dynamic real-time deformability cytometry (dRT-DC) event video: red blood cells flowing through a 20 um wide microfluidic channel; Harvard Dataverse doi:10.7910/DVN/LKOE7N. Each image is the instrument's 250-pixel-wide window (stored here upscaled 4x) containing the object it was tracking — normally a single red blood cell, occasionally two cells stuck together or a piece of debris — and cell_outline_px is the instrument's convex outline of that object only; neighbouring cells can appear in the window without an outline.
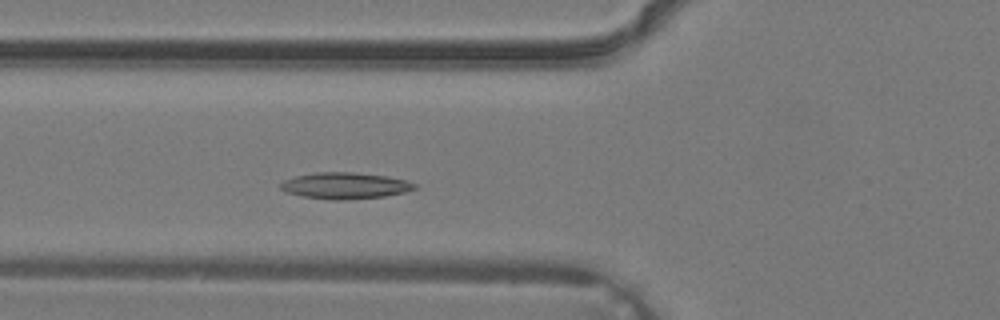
{"species": "common noctule bat (a hibernating species)", "species_latin": "Nyctalus noctula", "temperature_condition": "warm", "stored_images_in_passage": 30, "camera_frame_rate_fps": 3000, "um_per_image_px": 0.085, "animal": {"sex": "male", "body_mass_g": 19.2, "forearm_length_mm": 51.8}, "frame": {"image": 1, "passage_image": 6, "time_ms": 1.667, "image_size_px": [1000, 320], "cell_outline_px": [[416, 188], [404, 192], [384, 196], [344, 200], [332, 200], [304, 196], [284, 192], [280, 188], [280, 184], [284, 180], [296, 176], [316, 172], [356, 172], [388, 176], [404, 180], [416, 184]], "centroid_in_image_um": [29.31, 15.77], "position_along_channel_um": 96.5, "area_um2": 20.52}}
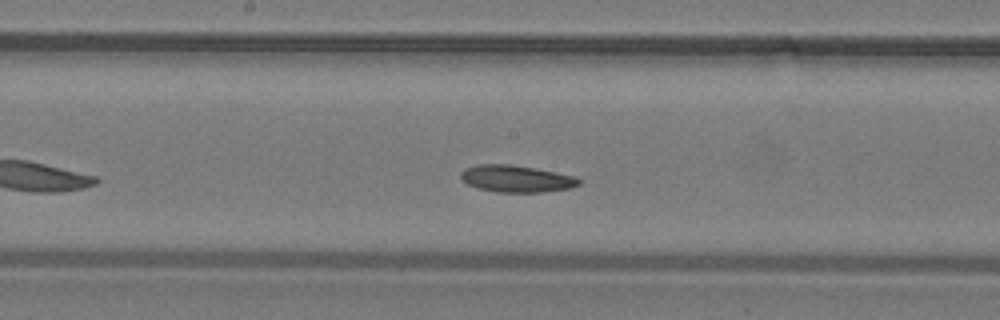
{"frame": {"image": 2, "passage_image": 12, "time_ms": 3.667, "image_size_px": [1000, 320], "cell_outline_px": [[580, 184], [572, 188], [540, 192], [496, 192], [476, 188], [460, 180], [460, 172], [464, 168], [476, 164], [512, 164], [536, 168], [576, 176], [580, 180]], "centroid_in_image_um": [43.85, 15.18], "position_along_channel_um": 204.3, "area_um2": 18.84}}
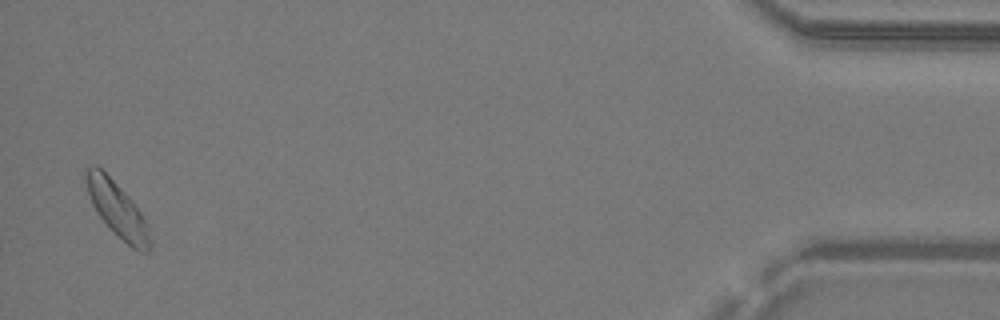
{"frame": {"image": 3, "passage_image": 29, "time_ms": 9.333, "image_size_px": [1000, 320], "cell_outline_px": [[152, 244], [148, 252], [140, 252], [132, 248], [100, 216], [92, 204], [88, 192], [84, 176], [84, 172], [88, 168], [96, 164], [132, 200], [148, 224], [152, 240]], "centroid_in_image_um": [10.01, 17.81], "position_along_channel_um": 425.2, "area_um2": 19.94}}